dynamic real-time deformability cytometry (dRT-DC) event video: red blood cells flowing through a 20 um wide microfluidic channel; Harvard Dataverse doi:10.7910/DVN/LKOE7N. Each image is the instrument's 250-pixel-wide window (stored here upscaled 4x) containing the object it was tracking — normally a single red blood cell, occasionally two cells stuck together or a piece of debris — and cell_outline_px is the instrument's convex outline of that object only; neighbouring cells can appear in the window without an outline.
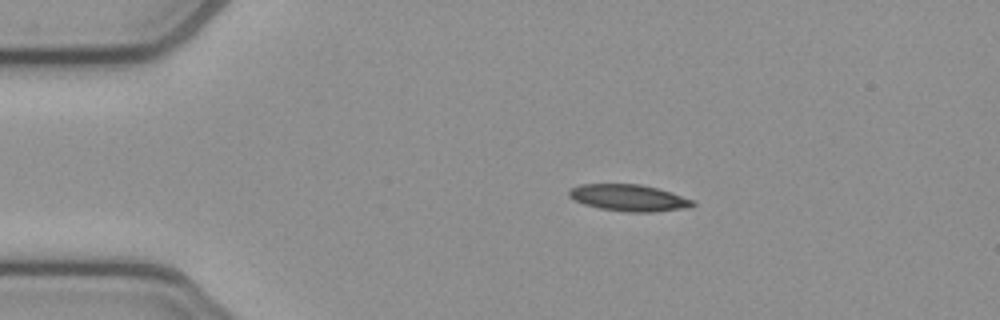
{"species": "common noctule bat (a hibernating species)", "species_latin": "Nyctalus noctula", "temperature_condition": "cold", "stored_images_in_passage": 44, "camera_frame_rate_fps": 3000, "um_per_image_px": 0.085, "animal": {"sex": "female", "body_mass_g": 21.9}, "frame": {"image": 1, "passage_image": 1, "time_ms": 0.0, "image_size_px": [1000, 320], "cell_outline_px": [[696, 204], [688, 208], [652, 212], [628, 212], [600, 208], [584, 204], [572, 200], [568, 196], [568, 188], [580, 184], [640, 184], [656, 188], [696, 200]], "centroid_in_image_um": [53.43, 16.81], "position_along_channel_um": 31.6, "area_um2": 19.36}}
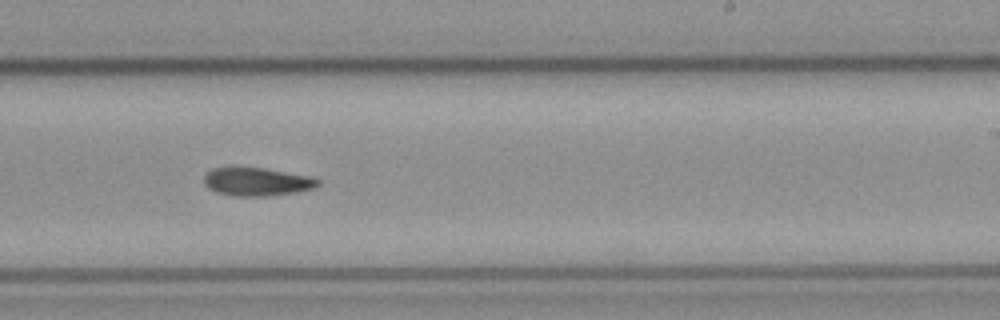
{"frame": {"image": 2, "passage_image": 23, "time_ms": 7.333, "image_size_px": [1000, 320], "cell_outline_px": [[320, 184], [316, 188], [296, 192], [264, 196], [232, 196], [216, 192], [208, 188], [204, 184], [204, 176], [212, 168], [236, 164], [264, 168], [312, 176], [320, 180]], "centroid_in_image_um": [21.8, 15.4], "position_along_channel_um": 267.2, "area_um2": 19.54}}
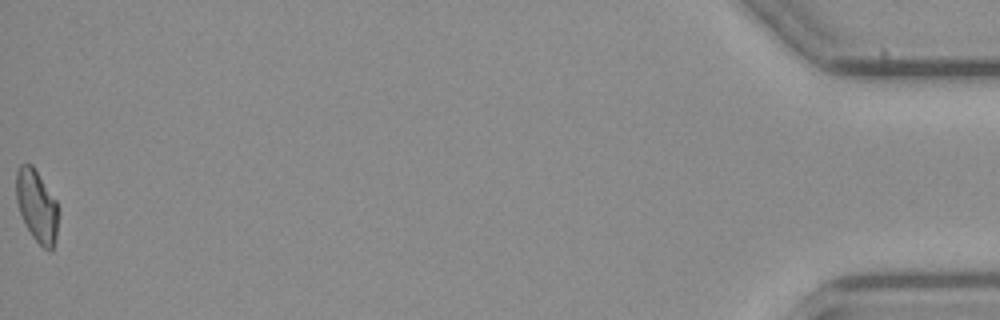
{"frame": {"image": 3, "passage_image": 44, "time_ms": 14.333, "image_size_px": [1000, 320], "cell_outline_px": [[56, 236], [52, 252], [48, 252], [32, 236], [20, 212], [16, 200], [16, 172], [20, 164], [32, 164], [56, 200]], "centroid_in_image_um": [3.11, 17.49], "position_along_channel_um": 432.1, "area_um2": 17.28}}